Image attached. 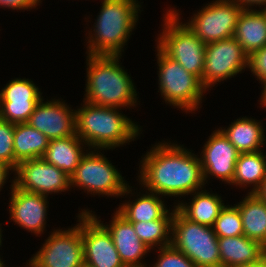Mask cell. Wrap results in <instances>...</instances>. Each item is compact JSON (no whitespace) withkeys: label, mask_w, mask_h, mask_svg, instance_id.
Segmentation results:
<instances>
[{"label":"cell","mask_w":266,"mask_h":267,"mask_svg":"<svg viewBox=\"0 0 266 267\" xmlns=\"http://www.w3.org/2000/svg\"><path fill=\"white\" fill-rule=\"evenodd\" d=\"M182 147L165 142L155 144L140 161L139 183L158 196L181 197L201 190L206 183L200 158Z\"/></svg>","instance_id":"cell-1"},{"label":"cell","mask_w":266,"mask_h":267,"mask_svg":"<svg viewBox=\"0 0 266 267\" xmlns=\"http://www.w3.org/2000/svg\"><path fill=\"white\" fill-rule=\"evenodd\" d=\"M83 102V107L75 110V134L89 150L115 149L140 134V127L119 113V108Z\"/></svg>","instance_id":"cell-2"},{"label":"cell","mask_w":266,"mask_h":267,"mask_svg":"<svg viewBox=\"0 0 266 267\" xmlns=\"http://www.w3.org/2000/svg\"><path fill=\"white\" fill-rule=\"evenodd\" d=\"M120 58L87 55L85 102L112 108L136 106L137 91L129 74L118 63Z\"/></svg>","instance_id":"cell-3"},{"label":"cell","mask_w":266,"mask_h":267,"mask_svg":"<svg viewBox=\"0 0 266 267\" xmlns=\"http://www.w3.org/2000/svg\"><path fill=\"white\" fill-rule=\"evenodd\" d=\"M88 37V55L121 56L138 21V0H103ZM93 32V33H92ZM94 35V36H93Z\"/></svg>","instance_id":"cell-4"},{"label":"cell","mask_w":266,"mask_h":267,"mask_svg":"<svg viewBox=\"0 0 266 267\" xmlns=\"http://www.w3.org/2000/svg\"><path fill=\"white\" fill-rule=\"evenodd\" d=\"M166 12L163 17V32L159 34L157 47L201 80L206 44L186 24L180 23L178 11L169 9Z\"/></svg>","instance_id":"cell-5"},{"label":"cell","mask_w":266,"mask_h":267,"mask_svg":"<svg viewBox=\"0 0 266 267\" xmlns=\"http://www.w3.org/2000/svg\"><path fill=\"white\" fill-rule=\"evenodd\" d=\"M171 234V245L197 267H221L218 237L212 227L192 222L175 209Z\"/></svg>","instance_id":"cell-6"},{"label":"cell","mask_w":266,"mask_h":267,"mask_svg":"<svg viewBox=\"0 0 266 267\" xmlns=\"http://www.w3.org/2000/svg\"><path fill=\"white\" fill-rule=\"evenodd\" d=\"M159 90L165 103L186 112L198 109L206 89L200 79L186 71L178 62L169 58L157 47Z\"/></svg>","instance_id":"cell-7"},{"label":"cell","mask_w":266,"mask_h":267,"mask_svg":"<svg viewBox=\"0 0 266 267\" xmlns=\"http://www.w3.org/2000/svg\"><path fill=\"white\" fill-rule=\"evenodd\" d=\"M87 152L81 158L75 172L70 176L71 187H81L92 195L121 196L132 192L124 177L98 150ZM97 151V152H96ZM101 153V154H100ZM95 193V194H94Z\"/></svg>","instance_id":"cell-8"},{"label":"cell","mask_w":266,"mask_h":267,"mask_svg":"<svg viewBox=\"0 0 266 267\" xmlns=\"http://www.w3.org/2000/svg\"><path fill=\"white\" fill-rule=\"evenodd\" d=\"M244 8L234 0H216L185 23L205 44L233 37L240 14Z\"/></svg>","instance_id":"cell-9"},{"label":"cell","mask_w":266,"mask_h":267,"mask_svg":"<svg viewBox=\"0 0 266 267\" xmlns=\"http://www.w3.org/2000/svg\"><path fill=\"white\" fill-rule=\"evenodd\" d=\"M248 59L234 37L206 44L202 85L208 90L215 83L234 77L248 67Z\"/></svg>","instance_id":"cell-10"},{"label":"cell","mask_w":266,"mask_h":267,"mask_svg":"<svg viewBox=\"0 0 266 267\" xmlns=\"http://www.w3.org/2000/svg\"><path fill=\"white\" fill-rule=\"evenodd\" d=\"M84 263L80 223L56 229L29 261V267H80Z\"/></svg>","instance_id":"cell-11"},{"label":"cell","mask_w":266,"mask_h":267,"mask_svg":"<svg viewBox=\"0 0 266 267\" xmlns=\"http://www.w3.org/2000/svg\"><path fill=\"white\" fill-rule=\"evenodd\" d=\"M93 214L87 209L78 215L84 262L92 267H123L109 231Z\"/></svg>","instance_id":"cell-12"},{"label":"cell","mask_w":266,"mask_h":267,"mask_svg":"<svg viewBox=\"0 0 266 267\" xmlns=\"http://www.w3.org/2000/svg\"><path fill=\"white\" fill-rule=\"evenodd\" d=\"M14 171V186L27 192L48 197L71 187L70 176L42 158L20 162Z\"/></svg>","instance_id":"cell-13"},{"label":"cell","mask_w":266,"mask_h":267,"mask_svg":"<svg viewBox=\"0 0 266 267\" xmlns=\"http://www.w3.org/2000/svg\"><path fill=\"white\" fill-rule=\"evenodd\" d=\"M42 98L33 81L13 79L0 92V118L12 124L26 123Z\"/></svg>","instance_id":"cell-14"},{"label":"cell","mask_w":266,"mask_h":267,"mask_svg":"<svg viewBox=\"0 0 266 267\" xmlns=\"http://www.w3.org/2000/svg\"><path fill=\"white\" fill-rule=\"evenodd\" d=\"M239 154L220 129L214 130L200 157L204 183H207L206 180L211 175L231 184Z\"/></svg>","instance_id":"cell-15"},{"label":"cell","mask_w":266,"mask_h":267,"mask_svg":"<svg viewBox=\"0 0 266 267\" xmlns=\"http://www.w3.org/2000/svg\"><path fill=\"white\" fill-rule=\"evenodd\" d=\"M26 123L42 132L49 140L73 136L75 110L62 100L52 99L45 103L42 98Z\"/></svg>","instance_id":"cell-16"},{"label":"cell","mask_w":266,"mask_h":267,"mask_svg":"<svg viewBox=\"0 0 266 267\" xmlns=\"http://www.w3.org/2000/svg\"><path fill=\"white\" fill-rule=\"evenodd\" d=\"M11 198L9 212L11 219L20 227L41 234L45 229L47 216V196L27 192L14 186L11 182Z\"/></svg>","instance_id":"cell-17"},{"label":"cell","mask_w":266,"mask_h":267,"mask_svg":"<svg viewBox=\"0 0 266 267\" xmlns=\"http://www.w3.org/2000/svg\"><path fill=\"white\" fill-rule=\"evenodd\" d=\"M114 213L109 225L101 224L109 231L120 260L124 265L142 264V257L151 249L140 240L131 222L117 211Z\"/></svg>","instance_id":"cell-18"},{"label":"cell","mask_w":266,"mask_h":267,"mask_svg":"<svg viewBox=\"0 0 266 267\" xmlns=\"http://www.w3.org/2000/svg\"><path fill=\"white\" fill-rule=\"evenodd\" d=\"M218 248L221 267L244 266L266 254L260 242L244 235L218 238Z\"/></svg>","instance_id":"cell-19"},{"label":"cell","mask_w":266,"mask_h":267,"mask_svg":"<svg viewBox=\"0 0 266 267\" xmlns=\"http://www.w3.org/2000/svg\"><path fill=\"white\" fill-rule=\"evenodd\" d=\"M233 37L250 55L266 45V14L263 9H244L239 16Z\"/></svg>","instance_id":"cell-20"},{"label":"cell","mask_w":266,"mask_h":267,"mask_svg":"<svg viewBox=\"0 0 266 267\" xmlns=\"http://www.w3.org/2000/svg\"><path fill=\"white\" fill-rule=\"evenodd\" d=\"M260 124L253 118L242 117L232 122L227 129L221 127L220 130L239 153H253L262 151L261 147L266 143Z\"/></svg>","instance_id":"cell-21"},{"label":"cell","mask_w":266,"mask_h":267,"mask_svg":"<svg viewBox=\"0 0 266 267\" xmlns=\"http://www.w3.org/2000/svg\"><path fill=\"white\" fill-rule=\"evenodd\" d=\"M82 142L76 134L65 138L49 140L42 159L71 176L85 154Z\"/></svg>","instance_id":"cell-22"},{"label":"cell","mask_w":266,"mask_h":267,"mask_svg":"<svg viewBox=\"0 0 266 267\" xmlns=\"http://www.w3.org/2000/svg\"><path fill=\"white\" fill-rule=\"evenodd\" d=\"M191 202L178 203L176 209L188 220L212 227L220 210L225 206L221 197L217 194L198 190L192 194Z\"/></svg>","instance_id":"cell-23"},{"label":"cell","mask_w":266,"mask_h":267,"mask_svg":"<svg viewBox=\"0 0 266 267\" xmlns=\"http://www.w3.org/2000/svg\"><path fill=\"white\" fill-rule=\"evenodd\" d=\"M240 211L243 235L263 244L266 239V203L255 193L236 204Z\"/></svg>","instance_id":"cell-24"},{"label":"cell","mask_w":266,"mask_h":267,"mask_svg":"<svg viewBox=\"0 0 266 267\" xmlns=\"http://www.w3.org/2000/svg\"><path fill=\"white\" fill-rule=\"evenodd\" d=\"M266 179V154L263 152L240 153L236 161L232 183L240 187L251 186L248 193H255ZM248 184V185H247ZM243 185V186H242Z\"/></svg>","instance_id":"cell-25"},{"label":"cell","mask_w":266,"mask_h":267,"mask_svg":"<svg viewBox=\"0 0 266 267\" xmlns=\"http://www.w3.org/2000/svg\"><path fill=\"white\" fill-rule=\"evenodd\" d=\"M147 194V195H146ZM133 202L121 204L116 210L131 223L149 222L163 218L170 210L156 193L147 192Z\"/></svg>","instance_id":"cell-26"},{"label":"cell","mask_w":266,"mask_h":267,"mask_svg":"<svg viewBox=\"0 0 266 267\" xmlns=\"http://www.w3.org/2000/svg\"><path fill=\"white\" fill-rule=\"evenodd\" d=\"M48 144L49 139L28 123L15 124L14 153L18 163L42 158Z\"/></svg>","instance_id":"cell-27"},{"label":"cell","mask_w":266,"mask_h":267,"mask_svg":"<svg viewBox=\"0 0 266 267\" xmlns=\"http://www.w3.org/2000/svg\"><path fill=\"white\" fill-rule=\"evenodd\" d=\"M174 209L170 211L161 219H156L149 222L132 223L135 233L140 240L150 249L162 248L171 245L172 233V219L174 216Z\"/></svg>","instance_id":"cell-28"},{"label":"cell","mask_w":266,"mask_h":267,"mask_svg":"<svg viewBox=\"0 0 266 267\" xmlns=\"http://www.w3.org/2000/svg\"><path fill=\"white\" fill-rule=\"evenodd\" d=\"M213 231L218 238L243 235V225L238 207L225 205L214 222Z\"/></svg>","instance_id":"cell-29"},{"label":"cell","mask_w":266,"mask_h":267,"mask_svg":"<svg viewBox=\"0 0 266 267\" xmlns=\"http://www.w3.org/2000/svg\"><path fill=\"white\" fill-rule=\"evenodd\" d=\"M14 128L15 124L0 118V161L16 169L18 162L14 153Z\"/></svg>","instance_id":"cell-30"},{"label":"cell","mask_w":266,"mask_h":267,"mask_svg":"<svg viewBox=\"0 0 266 267\" xmlns=\"http://www.w3.org/2000/svg\"><path fill=\"white\" fill-rule=\"evenodd\" d=\"M158 250L159 258L153 267H197L185 254L172 245L158 248Z\"/></svg>","instance_id":"cell-31"},{"label":"cell","mask_w":266,"mask_h":267,"mask_svg":"<svg viewBox=\"0 0 266 267\" xmlns=\"http://www.w3.org/2000/svg\"><path fill=\"white\" fill-rule=\"evenodd\" d=\"M247 68L261 84L266 80V45L249 55Z\"/></svg>","instance_id":"cell-32"},{"label":"cell","mask_w":266,"mask_h":267,"mask_svg":"<svg viewBox=\"0 0 266 267\" xmlns=\"http://www.w3.org/2000/svg\"><path fill=\"white\" fill-rule=\"evenodd\" d=\"M41 0H0L1 8H11L12 10H26L38 6Z\"/></svg>","instance_id":"cell-33"},{"label":"cell","mask_w":266,"mask_h":267,"mask_svg":"<svg viewBox=\"0 0 266 267\" xmlns=\"http://www.w3.org/2000/svg\"><path fill=\"white\" fill-rule=\"evenodd\" d=\"M237 4H239L240 6H242L244 9H251V6L254 5H260L259 7H261V5L266 6V0H234Z\"/></svg>","instance_id":"cell-34"},{"label":"cell","mask_w":266,"mask_h":267,"mask_svg":"<svg viewBox=\"0 0 266 267\" xmlns=\"http://www.w3.org/2000/svg\"><path fill=\"white\" fill-rule=\"evenodd\" d=\"M10 170L13 171L11 167L0 161V191L1 188H3V185L6 183V179H8L7 177Z\"/></svg>","instance_id":"cell-35"},{"label":"cell","mask_w":266,"mask_h":267,"mask_svg":"<svg viewBox=\"0 0 266 267\" xmlns=\"http://www.w3.org/2000/svg\"><path fill=\"white\" fill-rule=\"evenodd\" d=\"M240 267H266V254L255 262L248 263Z\"/></svg>","instance_id":"cell-36"},{"label":"cell","mask_w":266,"mask_h":267,"mask_svg":"<svg viewBox=\"0 0 266 267\" xmlns=\"http://www.w3.org/2000/svg\"><path fill=\"white\" fill-rule=\"evenodd\" d=\"M255 194L266 203V179L262 182Z\"/></svg>","instance_id":"cell-37"},{"label":"cell","mask_w":266,"mask_h":267,"mask_svg":"<svg viewBox=\"0 0 266 267\" xmlns=\"http://www.w3.org/2000/svg\"><path fill=\"white\" fill-rule=\"evenodd\" d=\"M263 84V91H262V96H261V106L263 105V107L265 106L266 107V80L262 83Z\"/></svg>","instance_id":"cell-38"},{"label":"cell","mask_w":266,"mask_h":267,"mask_svg":"<svg viewBox=\"0 0 266 267\" xmlns=\"http://www.w3.org/2000/svg\"><path fill=\"white\" fill-rule=\"evenodd\" d=\"M146 263L142 264H130V265H123V267H146ZM148 267V266H147Z\"/></svg>","instance_id":"cell-39"},{"label":"cell","mask_w":266,"mask_h":267,"mask_svg":"<svg viewBox=\"0 0 266 267\" xmlns=\"http://www.w3.org/2000/svg\"><path fill=\"white\" fill-rule=\"evenodd\" d=\"M0 226H1V224H0ZM1 230H2V229H1V227H0V247H1V245H2V244H1V243H2V240H1V239H2V231H1Z\"/></svg>","instance_id":"cell-40"},{"label":"cell","mask_w":266,"mask_h":267,"mask_svg":"<svg viewBox=\"0 0 266 267\" xmlns=\"http://www.w3.org/2000/svg\"><path fill=\"white\" fill-rule=\"evenodd\" d=\"M262 246H263L264 252L266 253V239H265V242L262 244Z\"/></svg>","instance_id":"cell-41"},{"label":"cell","mask_w":266,"mask_h":267,"mask_svg":"<svg viewBox=\"0 0 266 267\" xmlns=\"http://www.w3.org/2000/svg\"><path fill=\"white\" fill-rule=\"evenodd\" d=\"M0 267H6L4 261H2L1 259H0Z\"/></svg>","instance_id":"cell-42"},{"label":"cell","mask_w":266,"mask_h":267,"mask_svg":"<svg viewBox=\"0 0 266 267\" xmlns=\"http://www.w3.org/2000/svg\"><path fill=\"white\" fill-rule=\"evenodd\" d=\"M80 267H92V266H90V265H88V264H86V263L84 262Z\"/></svg>","instance_id":"cell-43"}]
</instances>
